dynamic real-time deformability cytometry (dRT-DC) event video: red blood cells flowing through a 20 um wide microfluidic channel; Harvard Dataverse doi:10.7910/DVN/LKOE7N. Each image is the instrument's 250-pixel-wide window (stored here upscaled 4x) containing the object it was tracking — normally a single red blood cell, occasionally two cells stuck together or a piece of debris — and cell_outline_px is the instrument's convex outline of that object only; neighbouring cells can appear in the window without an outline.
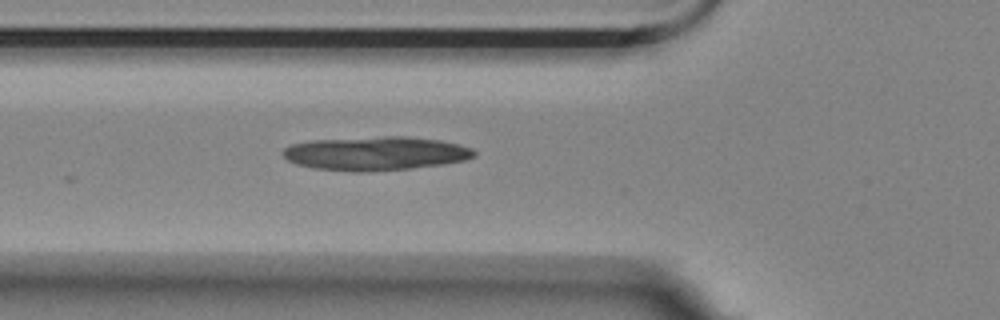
{"species": "Egyptian fruit bat (a non-hibernating species)", "species_latin": "Rousettus aegyptiacus", "temperature_condition": "room temperature", "stored_images_in_passage": 10, "camera_frame_rate_fps": 3000, "um_per_image_px": 0.085, "animal": {"sex": "female"}, "frame": {"image": 1, "passage_image": 3, "time_ms": 0.667, "image_size_px": [1000, 320], "cell_outline_px": [[476, 156], [464, 160], [444, 164], [412, 168], [368, 172], [352, 172], [312, 168], [296, 164], [288, 160], [284, 156], [284, 148], [292, 144], [312, 140], [384, 136], [408, 136], [440, 140], [472, 148], [476, 152]], "centroid_in_image_um": [31.94, 13.05], "position_along_channel_um": 93.9, "area_um2": 37.8}}
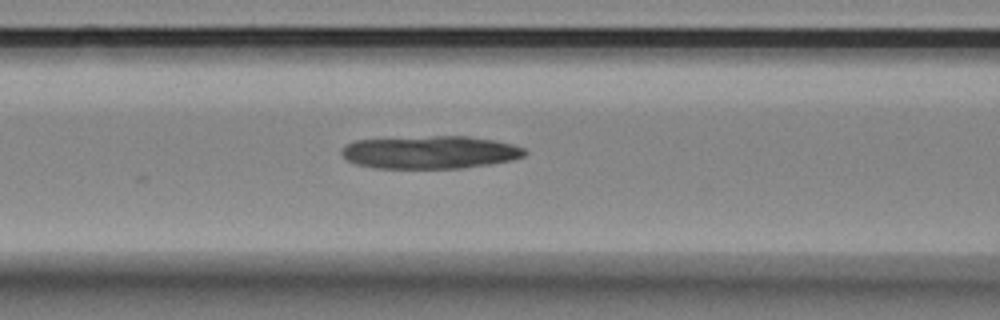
{"frame": {"image": 2, "passage_image": 6, "time_ms": 1.667, "image_size_px": [1000, 320], "cell_outline_px": [[528, 152], [524, 156], [512, 160], [464, 168], [372, 168], [356, 164], [348, 160], [340, 152], [340, 148], [344, 144], [356, 140], [432, 136], [468, 136], [496, 140], [512, 144], [524, 148]], "centroid_in_image_um": [36.55, 12.94], "position_along_channel_um": 130.0, "area_um2": 35.26}}